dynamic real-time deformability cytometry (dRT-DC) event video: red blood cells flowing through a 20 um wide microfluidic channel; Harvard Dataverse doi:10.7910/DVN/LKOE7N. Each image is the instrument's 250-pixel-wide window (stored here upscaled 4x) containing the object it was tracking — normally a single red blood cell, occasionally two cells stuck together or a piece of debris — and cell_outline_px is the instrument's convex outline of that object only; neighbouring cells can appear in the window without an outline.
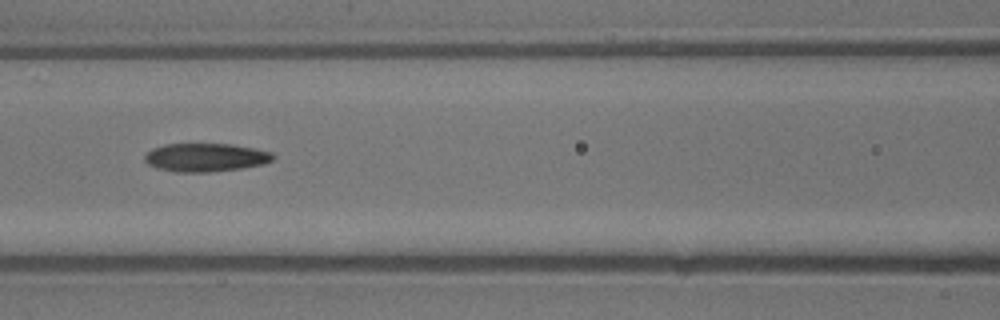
{"species": "common noctule bat (a hibernating species)", "species_latin": "Nyctalus noctula", "temperature_condition": "warm", "stored_images_in_passage": 34, "camera_frame_rate_fps": 3000, "um_per_image_px": 0.085, "animal": {"sex": "male", "body_mass_g": 13.3}, "frame": {"image": 1, "passage_image": 15, "time_ms": 4.667, "image_size_px": [1000, 320], "cell_outline_px": [[276, 156], [272, 160], [260, 164], [240, 168], [208, 172], [176, 172], [156, 168], [148, 164], [144, 160], [144, 156], [152, 148], [164, 144], [232, 144], [256, 148], [272, 152]], "centroid_in_image_um": [17.46, 13.37], "position_along_channel_um": 149.1, "area_um2": 21.21}}
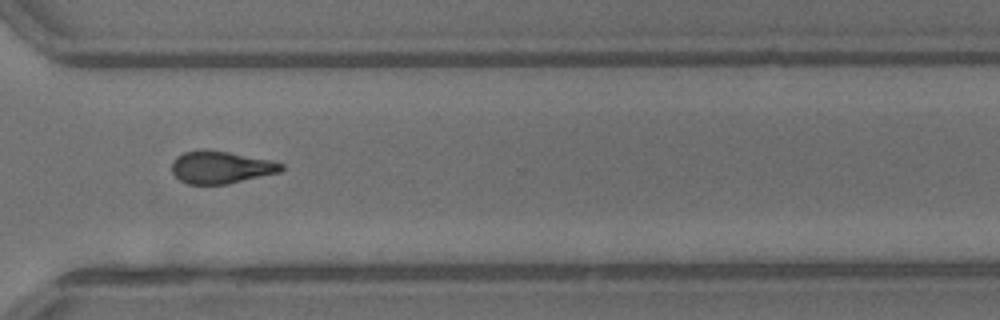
{"frame": {"image": 2, "passage_image": 25, "time_ms": 8.0, "image_size_px": [1000, 320], "cell_outline_px": [[284, 168], [280, 172], [228, 184], [188, 184], [180, 180], [172, 172], [172, 160], [176, 156], [184, 152], [200, 148], [204, 148], [228, 152], [268, 160], [284, 164]], "centroid_in_image_um": [18.73, 14.21], "position_along_channel_um": 351.9, "area_um2": 20.75}}
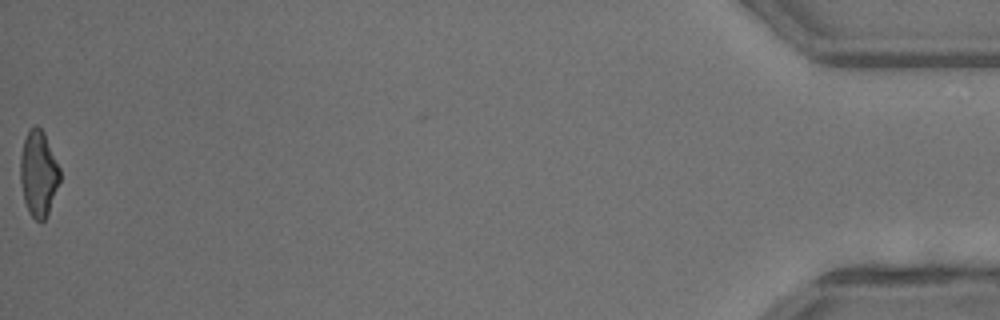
{"frame": {"image": 3, "passage_image": 34, "time_ms": 11.0, "image_size_px": [1000, 320], "cell_outline_px": [[60, 180], [48, 212], [44, 220], [40, 224], [28, 212], [24, 200], [20, 180], [20, 156], [24, 140], [28, 128], [36, 124], [44, 132], [60, 168]], "centroid_in_image_um": [3.26, 14.73], "position_along_channel_um": 431.9, "area_um2": 19.83}}